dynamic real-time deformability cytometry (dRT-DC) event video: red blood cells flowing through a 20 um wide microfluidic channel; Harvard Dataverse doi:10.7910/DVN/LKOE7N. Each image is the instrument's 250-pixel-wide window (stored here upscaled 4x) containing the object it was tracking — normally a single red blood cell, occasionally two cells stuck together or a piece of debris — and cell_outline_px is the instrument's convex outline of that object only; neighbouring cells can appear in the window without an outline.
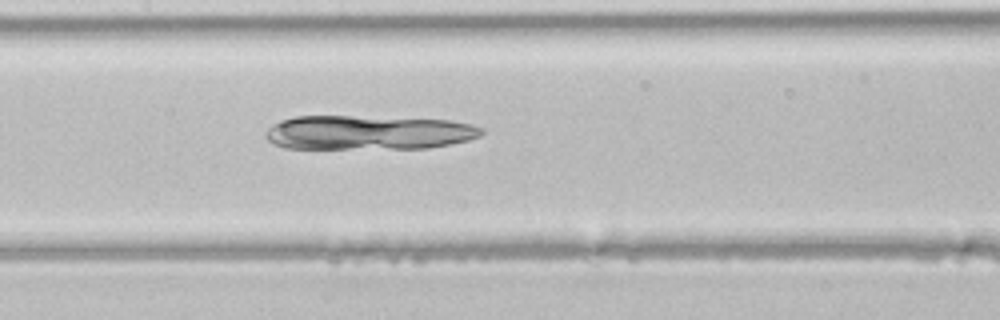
{"species": "common noctule bat (a hibernating species)", "species_latin": "Nyctalus noctula", "temperature_condition": "room temperature", "stored_images_in_passage": 35, "camera_frame_rate_fps": 3000, "um_per_image_px": 0.085, "animal": {"sex": "male", "body_mass_g": 21.5, "forearm_length_mm": 52.0}, "frame": {"image": 1, "passage_image": 13, "time_ms": 4.0, "image_size_px": [1000, 320], "cell_outline_px": [[484, 132], [480, 136], [468, 140], [452, 144], [428, 148], [284, 148], [272, 144], [264, 136], [264, 132], [272, 124], [280, 120], [296, 116], [348, 116], [452, 120], [472, 124], [484, 128]], "centroid_in_image_um": [31.29, 11.26], "position_along_channel_um": 176.1, "area_um2": 43.41}}
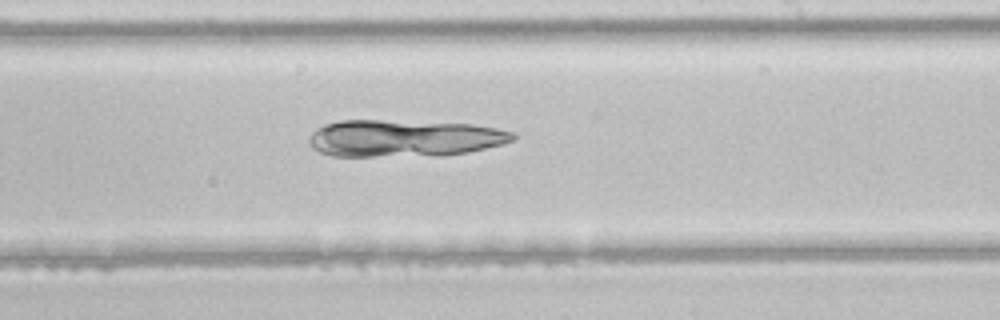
{"frame": {"image": 2, "passage_image": 18, "time_ms": 5.667, "image_size_px": [1000, 320], "cell_outline_px": [[516, 136], [512, 140], [504, 144], [468, 152], [444, 156], [332, 156], [320, 152], [312, 148], [308, 144], [308, 140], [312, 132], [316, 128], [324, 124], [340, 120], [380, 120], [472, 124], [496, 128], [512, 132]], "centroid_in_image_um": [34.32, 11.76], "position_along_channel_um": 254.7, "area_um2": 44.27}}
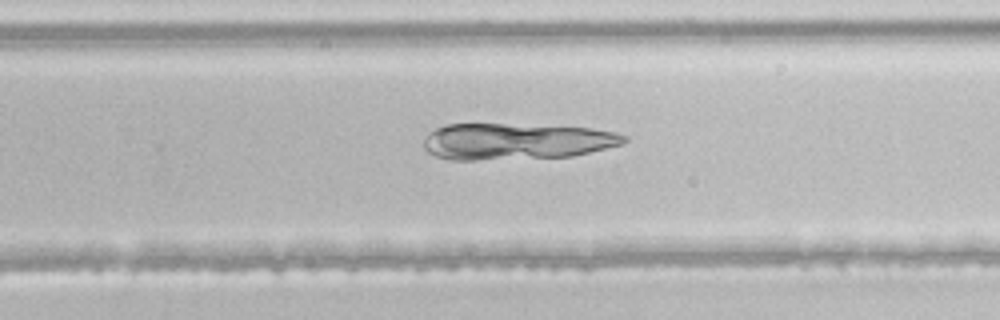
{"frame": {"image": 3, "passage_image": 20, "time_ms": 6.333, "image_size_px": [1000, 320], "cell_outline_px": [[628, 140], [624, 144], [572, 156], [476, 160], [452, 160], [436, 156], [428, 152], [424, 148], [424, 136], [428, 132], [436, 128], [448, 124], [504, 124], [592, 128], [616, 132], [628, 136]], "centroid_in_image_um": [43.88, 12.02], "position_along_channel_um": 285.9, "area_um2": 42.54}}